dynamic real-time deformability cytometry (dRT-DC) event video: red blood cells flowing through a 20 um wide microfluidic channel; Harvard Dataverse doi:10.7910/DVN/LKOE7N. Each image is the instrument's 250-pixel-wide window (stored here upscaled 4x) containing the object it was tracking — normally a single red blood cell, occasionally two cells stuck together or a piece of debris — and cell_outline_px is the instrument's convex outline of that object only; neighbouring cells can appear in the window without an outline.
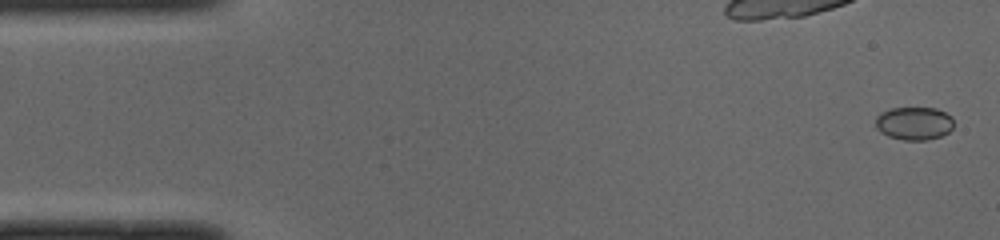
{"species": "common noctule bat (a hibernating species)", "species_latin": "Nyctalus noctula", "temperature_condition": "cold", "stored_images_in_passage": 50, "camera_frame_rate_fps": 3000, "um_per_image_px": 0.085, "animal": {"sex": "male", "body_mass_g": 19.0, "forearm_length_mm": 50.8}, "frame": {"image": 1, "passage_image": 2, "time_ms": 0.333, "image_size_px": [1000, 240], "cell_outline_px": [[952, 128], [948, 132], [940, 136], [928, 140], [904, 140], [888, 136], [880, 132], [876, 128], [876, 116], [880, 112], [892, 108], [936, 108], [952, 116]], "centroid_in_image_um": [77.68, 10.48], "position_along_channel_um": 7.3, "area_um2": 15.09}}
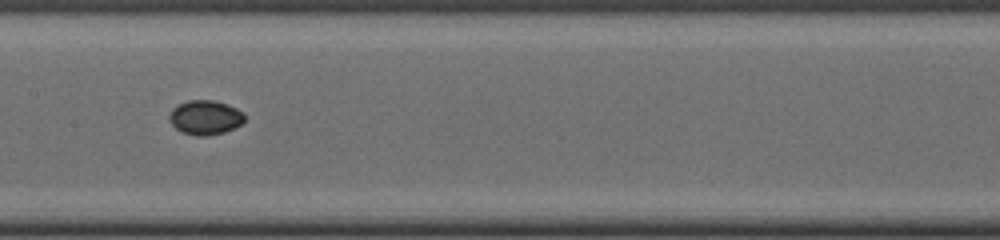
{"frame": {"image": 2, "passage_image": 25, "time_ms": 8.0, "image_size_px": [1000, 240], "cell_outline_px": [[244, 120], [240, 124], [224, 132], [204, 136], [196, 136], [180, 132], [172, 124], [168, 116], [172, 108], [188, 100], [212, 100], [228, 104], [244, 112]], "centroid_in_image_um": [17.43, 9.98], "position_along_channel_um": 190.0, "area_um2": 15.03}}
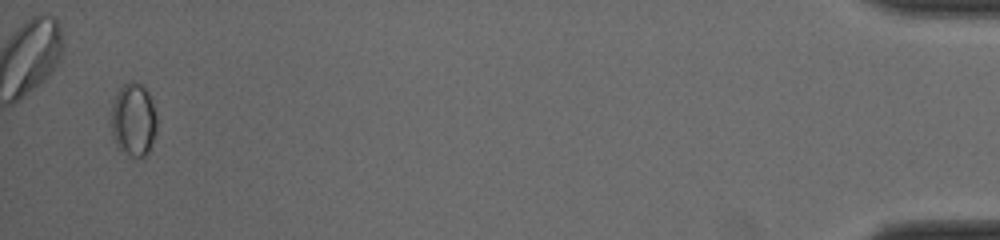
{"frame": {"image": 3, "passage_image": 49, "time_ms": 16.0, "image_size_px": [1000, 240], "cell_outline_px": [[156, 128], [148, 152], [144, 160], [120, 152], [112, 136], [112, 104], [116, 92], [124, 84], [132, 80], [140, 84], [148, 92], [152, 100], [156, 116]], "centroid_in_image_um": [11.33, 10.2], "position_along_channel_um": 423.9, "area_um2": 19.59}}